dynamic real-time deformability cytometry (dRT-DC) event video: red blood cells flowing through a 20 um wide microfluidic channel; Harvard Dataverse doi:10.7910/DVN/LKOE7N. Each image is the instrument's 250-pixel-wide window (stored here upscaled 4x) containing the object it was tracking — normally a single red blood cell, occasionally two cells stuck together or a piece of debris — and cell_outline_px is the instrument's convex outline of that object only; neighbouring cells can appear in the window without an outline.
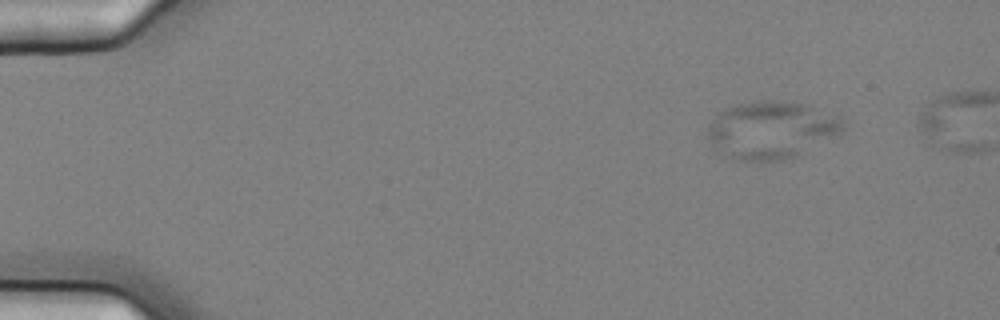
{"species": "common noctule bat (a hibernating species)", "species_latin": "Nyctalus noctula", "temperature_condition": "cold", "stored_images_in_passage": 2, "camera_frame_rate_fps": 3000, "um_per_image_px": 0.085, "animal": {"sex": "female", "body_mass_g": 25.1}, "frame": {"image": 1, "passage_image": 1, "time_ms": 0.0, "image_size_px": [1000, 320], "cell_outline_px": [[844, 128], [840, 136], [784, 160], [760, 164], [736, 160], [724, 156], [708, 136], [708, 128], [712, 120], [720, 112], [736, 104], [760, 100], [764, 100], [808, 104], [840, 116], [844, 120]], "centroid_in_image_um": [65.62, 11.08], "position_along_channel_um": 19.4, "area_um2": 45.84}}